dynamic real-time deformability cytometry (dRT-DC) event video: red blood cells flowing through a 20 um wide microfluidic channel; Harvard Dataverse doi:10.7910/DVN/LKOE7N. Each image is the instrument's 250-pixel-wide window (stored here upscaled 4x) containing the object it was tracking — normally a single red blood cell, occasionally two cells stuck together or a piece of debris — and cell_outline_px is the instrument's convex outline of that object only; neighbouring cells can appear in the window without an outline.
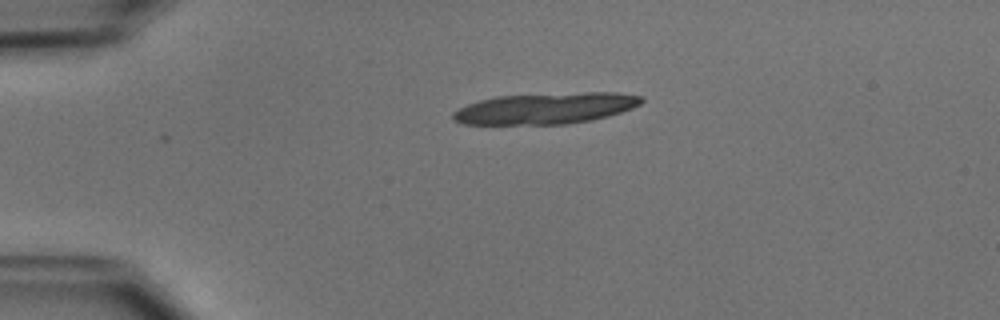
{"species": "common noctule bat (a hibernating species)", "species_latin": "Nyctalus noctula", "temperature_condition": "cold", "stored_images_in_passage": 9, "camera_frame_rate_fps": 3000, "um_per_image_px": 0.085, "animal": {"sex": "male", "body_mass_g": 15.6}, "frame": {"image": 1, "passage_image": 1, "time_ms": 0.0, "image_size_px": [1000, 320], "cell_outline_px": [[644, 100], [640, 104], [632, 108], [608, 116], [592, 120], [564, 124], [464, 124], [452, 120], [452, 112], [468, 104], [480, 100], [496, 96], [584, 92], [616, 92], [644, 96]], "centroid_in_image_um": [46.4, 9.2], "position_along_channel_um": 38.6, "area_um2": 34.28}}